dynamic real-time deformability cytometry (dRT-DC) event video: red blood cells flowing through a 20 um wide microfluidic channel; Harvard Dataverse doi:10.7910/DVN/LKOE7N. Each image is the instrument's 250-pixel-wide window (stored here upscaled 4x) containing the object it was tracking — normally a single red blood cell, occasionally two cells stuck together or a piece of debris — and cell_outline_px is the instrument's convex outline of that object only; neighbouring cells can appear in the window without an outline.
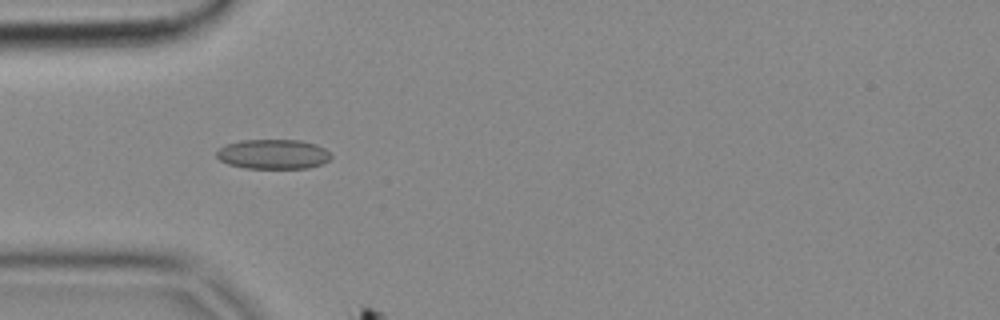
{"species": "common noctule bat (a hibernating species)", "species_latin": "Nyctalus noctula", "temperature_condition": "cold", "stored_images_in_passage": 3, "camera_frame_rate_fps": 3000, "um_per_image_px": 0.085, "animal": {"sex": "female", "body_mass_g": 18.4}, "frame": {"image": 1, "passage_image": 1, "time_ms": 0.0, "image_size_px": [1000, 320], "cell_outline_px": [[332, 156], [324, 164], [308, 168], [244, 168], [228, 164], [220, 160], [216, 156], [216, 152], [220, 148], [228, 144], [244, 140], [300, 140], [316, 144], [324, 148]], "centroid_in_image_um": [23.24, 13.11], "position_along_channel_um": 61.8, "area_um2": 19.77}}